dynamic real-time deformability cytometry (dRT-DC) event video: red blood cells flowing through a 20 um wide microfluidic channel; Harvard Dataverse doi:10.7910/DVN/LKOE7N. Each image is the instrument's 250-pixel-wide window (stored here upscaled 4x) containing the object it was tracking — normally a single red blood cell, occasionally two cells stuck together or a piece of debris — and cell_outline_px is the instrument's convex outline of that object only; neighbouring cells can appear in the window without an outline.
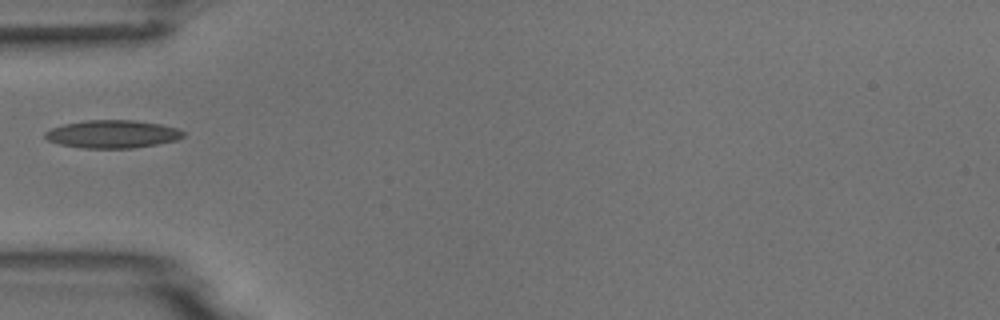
{"species": "common noctule bat (a hibernating species)", "species_latin": "Nyctalus noctula", "temperature_condition": "room temperature", "stored_images_in_passage": 5, "camera_frame_rate_fps": 3000, "um_per_image_px": 0.085, "animal": {"sex": "male", "body_mass_g": 18.8}, "frame": {"image": 1, "passage_image": 5, "time_ms": 5.0, "image_size_px": [1000, 320], "cell_outline_px": [[184, 136], [176, 140], [156, 144], [132, 148], [84, 148], [60, 144], [48, 140], [44, 136], [44, 132], [52, 128], [64, 124], [84, 120], [132, 120], [160, 124], [176, 128], [184, 132]], "centroid_in_image_um": [9.54, 11.39], "position_along_channel_um": 75.5, "area_um2": 22.31}}